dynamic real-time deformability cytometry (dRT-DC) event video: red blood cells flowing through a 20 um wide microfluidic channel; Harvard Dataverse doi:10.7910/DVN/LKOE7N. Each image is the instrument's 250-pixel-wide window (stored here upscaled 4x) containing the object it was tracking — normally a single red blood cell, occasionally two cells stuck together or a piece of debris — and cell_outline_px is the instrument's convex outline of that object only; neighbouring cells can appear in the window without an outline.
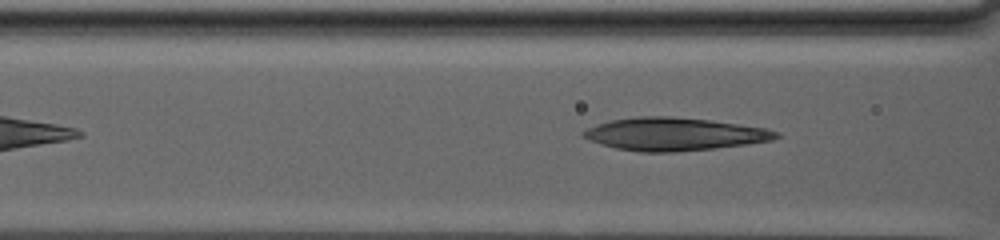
{"species": "human", "species_latin": "Homo sapiens", "temperature_condition": "warm", "stored_images_in_passage": 22, "camera_frame_rate_fps": 3000, "um_per_image_px": 0.085, "donor": {"sex": "male"}, "frame": {"image": 1, "passage_image": 10, "time_ms": 3.0, "image_size_px": [1000, 240], "cell_outline_px": [[780, 136], [772, 140], [748, 144], [676, 152], [640, 152], [616, 148], [580, 136], [580, 132], [596, 124], [612, 120], [636, 116], [668, 116], [708, 120], [768, 128], [780, 132]], "centroid_in_image_um": [57.32, 11.39], "position_along_channel_um": 109.3, "area_um2": 36.76}}
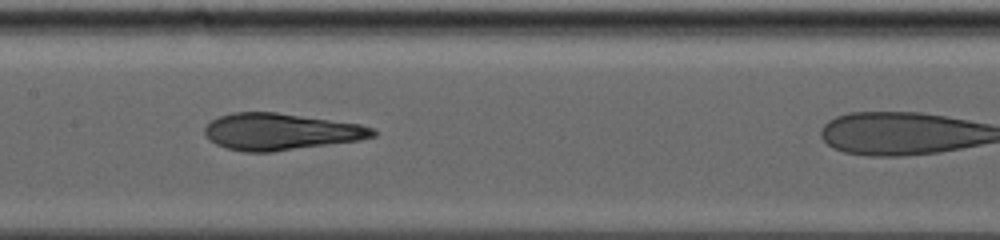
{"frame": {"image": 2, "passage_image": 19, "time_ms": 6.0, "image_size_px": [1000, 240], "cell_outline_px": [[376, 136], [360, 140], [272, 152], [244, 152], [224, 148], [208, 140], [204, 136], [204, 128], [212, 120], [220, 116], [232, 112], [276, 112], [360, 124], [372, 128], [376, 132]], "centroid_in_image_um": [23.81, 11.2], "position_along_channel_um": 183.6, "area_um2": 36.07}}
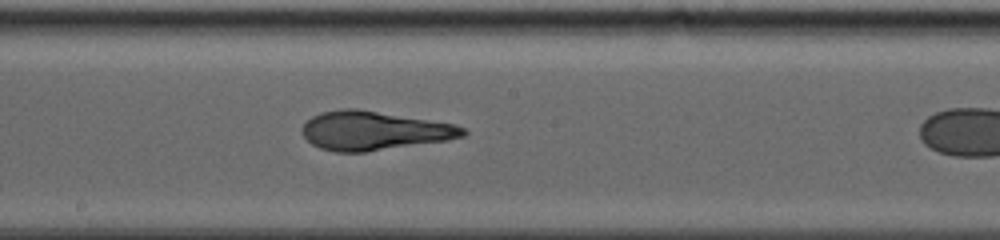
{"frame": {"image": 3, "passage_image": 21, "time_ms": 6.667, "image_size_px": [1000, 240], "cell_outline_px": [[468, 132], [464, 136], [448, 140], [364, 152], [336, 152], [320, 148], [312, 144], [304, 136], [300, 128], [312, 116], [320, 112], [344, 108], [356, 108], [452, 124], [464, 128]], "centroid_in_image_um": [31.74, 11.11], "position_along_channel_um": 216.5, "area_um2": 36.13}}